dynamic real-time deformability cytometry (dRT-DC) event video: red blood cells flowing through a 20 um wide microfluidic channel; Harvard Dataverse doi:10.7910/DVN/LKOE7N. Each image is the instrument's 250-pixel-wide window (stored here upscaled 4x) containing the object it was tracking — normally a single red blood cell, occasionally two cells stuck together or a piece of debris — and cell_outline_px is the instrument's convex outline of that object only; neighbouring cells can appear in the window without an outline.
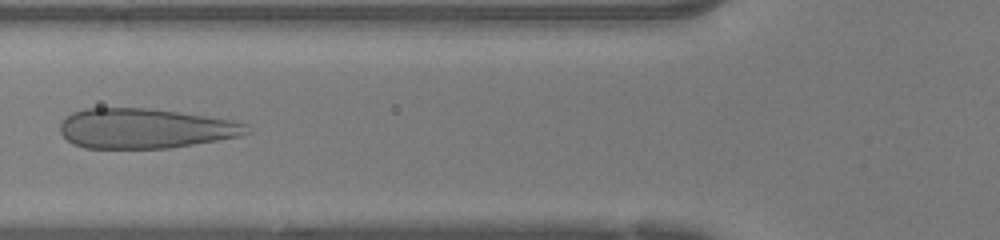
{"species": "human", "species_latin": "Homo sapiens", "temperature_condition": "warm", "stored_images_in_passage": 41, "camera_frame_rate_fps": 3000, "um_per_image_px": 0.085, "donor": {"sex": "female"}, "frame": {"image": 1, "passage_image": 11, "time_ms": 3.333, "image_size_px": [1000, 240], "cell_outline_px": [[252, 132], [240, 136], [168, 148], [84, 148], [72, 144], [60, 132], [60, 124], [72, 112], [84, 108], [152, 108], [232, 120], [248, 124]], "centroid_in_image_um": [12.33, 10.91], "position_along_channel_um": 113.5, "area_um2": 43.41}}
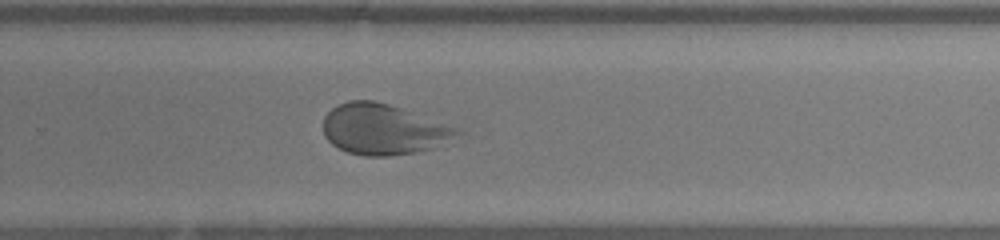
{"frame": {"image": 2, "passage_image": 24, "time_ms": 7.667, "image_size_px": [1000, 240], "cell_outline_px": [[464, 132], [432, 148], [416, 152], [392, 156], [364, 156], [348, 152], [332, 144], [324, 136], [324, 116], [332, 108], [348, 100], [372, 100], [388, 104], [460, 128]], "centroid_in_image_um": [32.57, 11.0], "position_along_channel_um": 297.2, "area_um2": 39.25}}
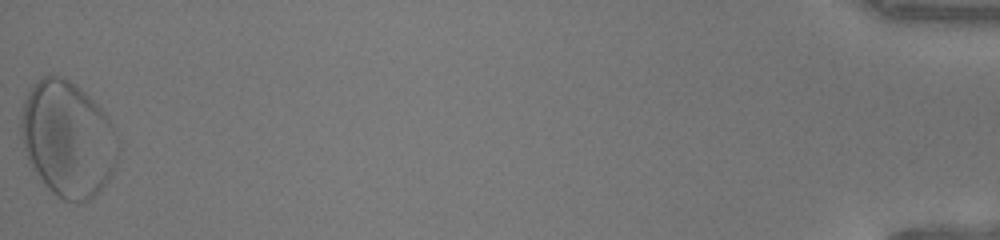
{"frame": {"image": 3, "passage_image": 41, "time_ms": 13.333, "image_size_px": [1000, 240], "cell_outline_px": [[116, 164], [108, 180], [88, 200], [64, 200], [56, 196], [48, 188], [32, 168], [28, 160], [24, 148], [20, 132], [20, 116], [24, 100], [28, 92], [44, 76], [64, 76], [76, 84], [108, 116], [112, 124], [116, 156]], "centroid_in_image_um": [5.71, 11.79], "position_along_channel_um": 429.5, "area_um2": 64.27}}